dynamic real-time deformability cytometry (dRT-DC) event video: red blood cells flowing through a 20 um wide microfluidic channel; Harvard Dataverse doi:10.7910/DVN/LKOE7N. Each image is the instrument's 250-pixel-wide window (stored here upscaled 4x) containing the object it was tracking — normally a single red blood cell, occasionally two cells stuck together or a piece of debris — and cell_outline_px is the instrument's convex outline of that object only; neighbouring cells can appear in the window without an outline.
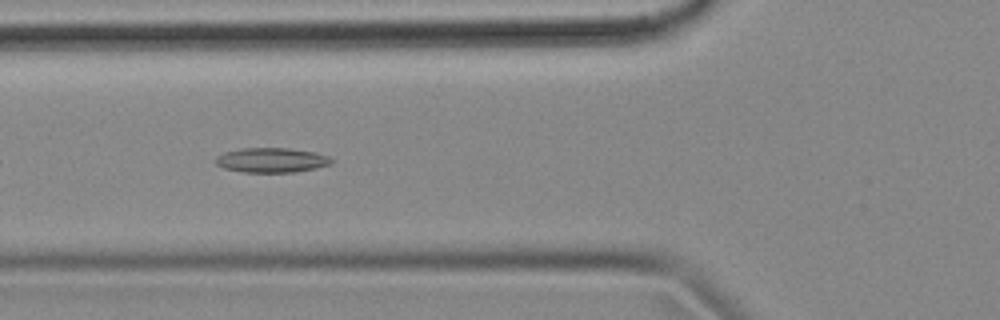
{"species": "common noctule bat (a hibernating species)", "species_latin": "Nyctalus noctula", "temperature_condition": "cold", "stored_images_in_passage": 43, "camera_frame_rate_fps": 3000, "um_per_image_px": 0.085, "animal": {"sex": "female", "body_mass_g": 18.4}, "frame": {"image": 1, "passage_image": 7, "time_ms": 2.0, "image_size_px": [1000, 320], "cell_outline_px": [[336, 160], [332, 164], [316, 168], [296, 172], [244, 172], [224, 168], [216, 164], [216, 156], [224, 152], [240, 148], [288, 148], [316, 152], [328, 156]], "centroid_in_image_um": [23.12, 13.61], "position_along_channel_um": 102.7, "area_um2": 16.82}}